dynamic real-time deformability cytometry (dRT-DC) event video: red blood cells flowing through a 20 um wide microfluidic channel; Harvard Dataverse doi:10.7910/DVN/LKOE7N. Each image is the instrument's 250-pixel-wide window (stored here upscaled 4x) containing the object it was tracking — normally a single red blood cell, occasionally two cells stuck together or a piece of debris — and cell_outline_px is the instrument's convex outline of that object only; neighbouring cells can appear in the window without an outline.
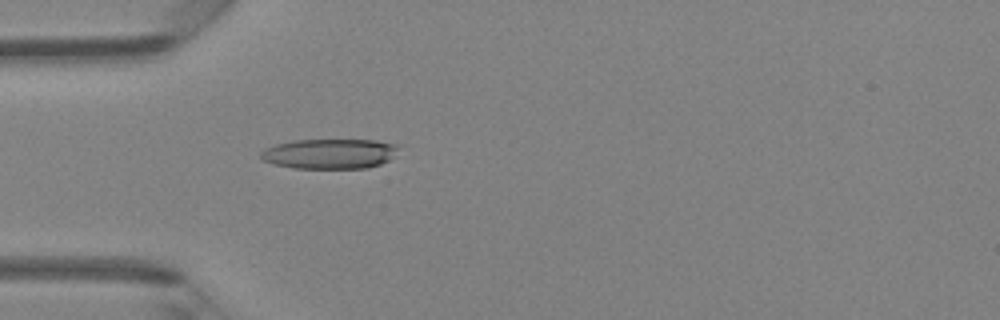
{"species": "Egyptian fruit bat (a non-hibernating species)", "species_latin": "Rousettus aegyptiacus", "temperature_condition": "room temperature", "stored_images_in_passage": 40, "camera_frame_rate_fps": 3000, "um_per_image_px": 0.085, "animal": {"sex": "female"}, "frame": {"image": 1, "passage_image": 7, "time_ms": 2.0, "image_size_px": [1000, 320], "cell_outline_px": [[400, 148], [388, 160], [380, 164], [368, 168], [296, 168], [272, 164], [260, 160], [260, 152], [264, 148], [276, 144], [292, 140], [376, 140], [400, 144]], "centroid_in_image_um": [28.0, 13.06], "position_along_channel_um": 57.0, "area_um2": 24.33}}
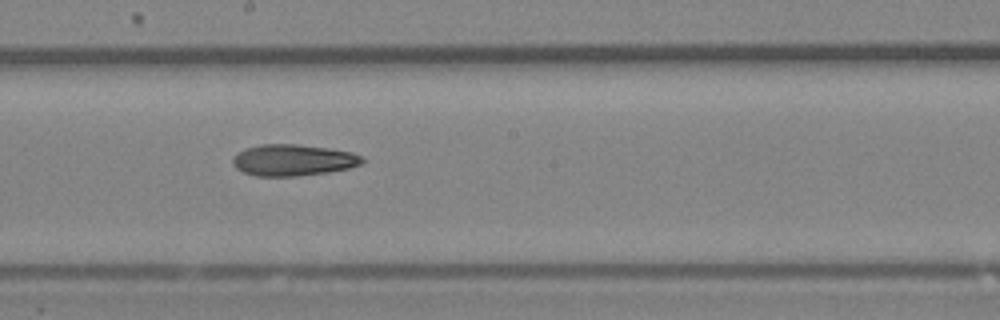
{"frame": {"image": 2, "passage_image": 19, "time_ms": 6.0, "image_size_px": [1000, 320], "cell_outline_px": [[368, 160], [360, 164], [348, 168], [328, 172], [296, 176], [256, 176], [244, 172], [236, 168], [232, 164], [232, 156], [244, 148], [260, 144], [296, 144], [328, 148], [352, 152]], "centroid_in_image_um": [24.89, 13.6], "position_along_channel_um": 223.3, "area_um2": 23.81}}
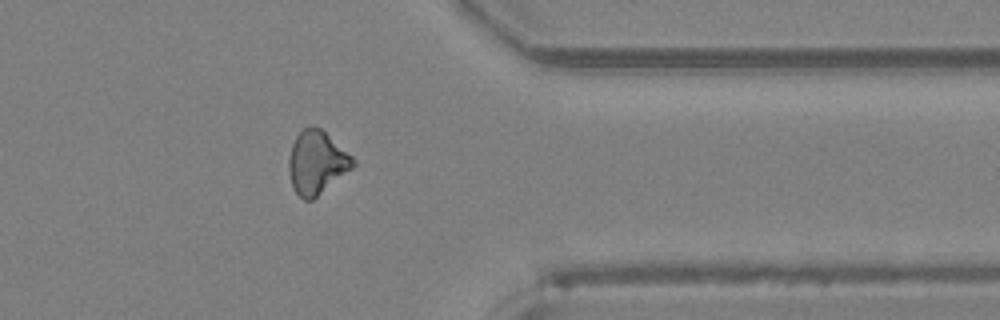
{"frame": {"image": 3, "passage_image": 31, "time_ms": 10.0, "image_size_px": [1000, 320], "cell_outline_px": [[356, 164], [352, 168], [312, 200], [304, 200], [292, 188], [288, 172], [288, 160], [292, 144], [296, 136], [304, 128], [312, 124], [320, 128], [352, 156], [356, 160]], "centroid_in_image_um": [26.89, 13.81], "position_along_channel_um": 384.5, "area_um2": 23.52}, "authors_computed_cell_mechanics": {"area_um2": 23.6402, "velocity_mm_per_s": 4.3034, "shape_relaxation_time_tau1_ms": 10.3383, "shape_relaxation_time_tau2_ms": null, "deformation_change_tau1": 0.1921, "deformation_change_tau2": null}}